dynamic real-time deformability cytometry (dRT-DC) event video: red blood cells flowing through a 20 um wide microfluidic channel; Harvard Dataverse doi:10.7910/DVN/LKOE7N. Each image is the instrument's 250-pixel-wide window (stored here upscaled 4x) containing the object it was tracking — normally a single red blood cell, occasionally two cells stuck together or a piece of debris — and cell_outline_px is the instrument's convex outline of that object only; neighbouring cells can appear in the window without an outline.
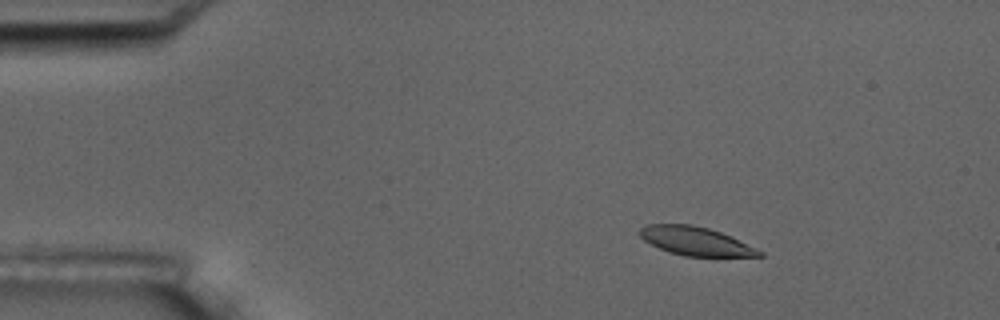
{"species": "common noctule bat (a hibernating species)", "species_latin": "Nyctalus noctula", "temperature_condition": "room temperature", "stored_images_in_passage": 6, "camera_frame_rate_fps": 3000, "um_per_image_px": 0.085, "animal": {"sex": "male", "body_mass_g": 17.5, "forearm_length_mm": 52.3}, "frame": {"image": 1, "passage_image": 3, "time_ms": 2.333, "image_size_px": [1000, 320], "cell_outline_px": [[764, 256], [684, 256], [668, 252], [644, 240], [636, 232], [640, 228], [648, 224], [692, 224], [708, 228], [720, 232], [756, 248], [764, 252]], "centroid_in_image_um": [59.09, 20.49], "position_along_channel_um": 25.9, "area_um2": 19.77}}
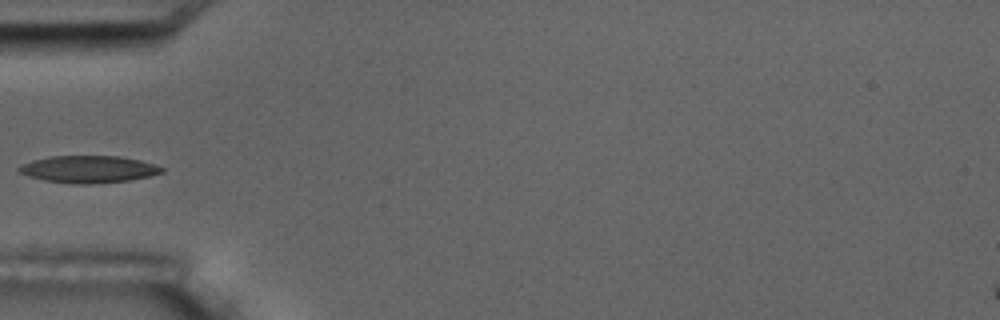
{"frame": {"image": 2, "passage_image": 6, "time_ms": 5.667, "image_size_px": [1000, 320], "cell_outline_px": [[164, 172], [148, 176], [128, 180], [88, 184], [72, 184], [44, 180], [28, 176], [20, 172], [16, 168], [20, 164], [32, 160], [48, 156], [120, 156], [140, 160], [164, 168]], "centroid_in_image_um": [7.47, 14.38], "position_along_channel_um": 77.5, "area_um2": 22.54}}